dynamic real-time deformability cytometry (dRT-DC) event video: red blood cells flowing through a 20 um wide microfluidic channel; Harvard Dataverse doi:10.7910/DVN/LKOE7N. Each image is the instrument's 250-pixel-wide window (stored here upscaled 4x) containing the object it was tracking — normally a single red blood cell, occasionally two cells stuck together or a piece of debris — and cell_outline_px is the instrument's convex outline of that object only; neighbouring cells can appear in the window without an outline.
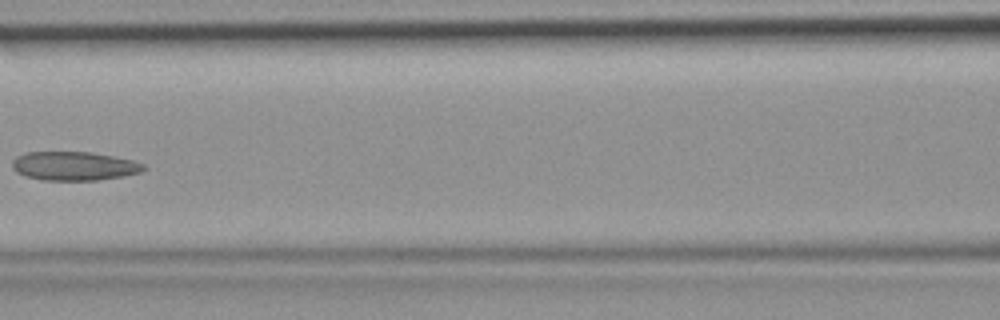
{"species": "common noctule bat (a hibernating species)", "species_latin": "Nyctalus noctula", "temperature_condition": "room temperature", "stored_images_in_passage": 6, "camera_frame_rate_fps": 3000, "um_per_image_px": 0.085, "animal": {"sex": "female", "body_mass_g": 19.9}, "frame": {"image": 1, "passage_image": 6, "time_ms": 1.667, "image_size_px": [1000, 320], "cell_outline_px": [[148, 168], [140, 172], [124, 176], [96, 180], [40, 180], [24, 176], [16, 172], [12, 168], [12, 160], [16, 156], [28, 152], [92, 152], [132, 160], [144, 164]], "centroid_in_image_um": [6.28, 14.11], "position_along_channel_um": 160.3, "area_um2": 22.2}}